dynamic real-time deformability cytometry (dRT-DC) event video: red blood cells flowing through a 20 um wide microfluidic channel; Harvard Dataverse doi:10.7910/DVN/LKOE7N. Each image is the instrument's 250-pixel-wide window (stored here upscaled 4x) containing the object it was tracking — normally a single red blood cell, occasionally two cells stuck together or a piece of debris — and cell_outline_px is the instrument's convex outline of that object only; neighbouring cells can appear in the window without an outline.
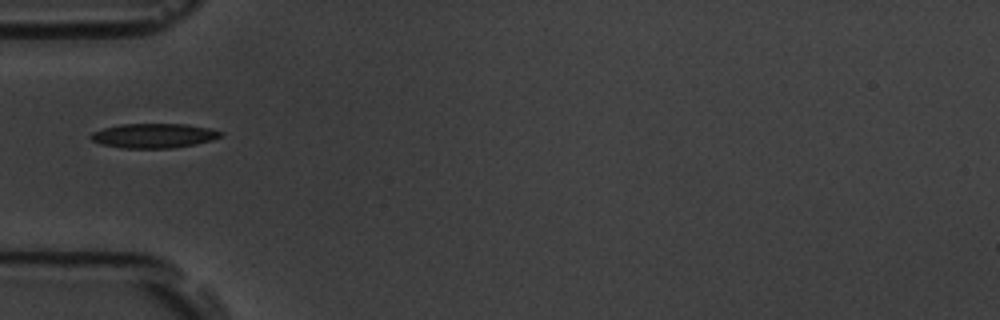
{"species": "common noctule bat (a hibernating species)", "species_latin": "Nyctalus noctula", "temperature_condition": "room temperature", "stored_images_in_passage": 3, "camera_frame_rate_fps": 3000, "um_per_image_px": 0.085, "animal": {"sex": "male", "body_mass_g": 19.5, "forearm_length_mm": 54.6}, "frame": {"image": 1, "passage_image": 1, "time_ms": 0.0, "image_size_px": [1000, 320], "cell_outline_px": [[224, 132], [220, 136], [212, 140], [196, 144], [172, 148], [124, 148], [100, 144], [92, 140], [88, 136], [92, 132], [104, 128], [120, 124], [184, 124], [208, 128]], "centroid_in_image_um": [13.04, 11.53], "position_along_channel_um": 72.0, "area_um2": 18.5}}
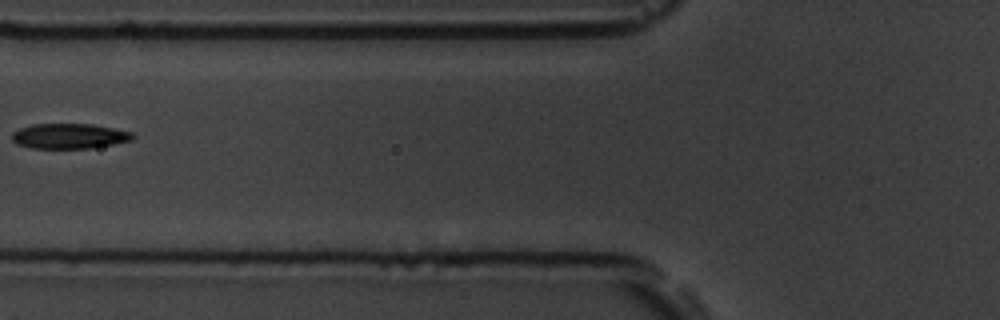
{"frame": {"image": 2, "passage_image": 2, "time_ms": 1.333, "image_size_px": [1000, 320], "cell_outline_px": [[136, 136], [132, 140], [92, 148], [32, 148], [16, 144], [12, 140], [12, 132], [20, 128], [32, 124], [92, 124], [132, 132]], "centroid_in_image_um": [5.87, 11.56], "position_along_channel_um": 119.9, "area_um2": 17.69}}
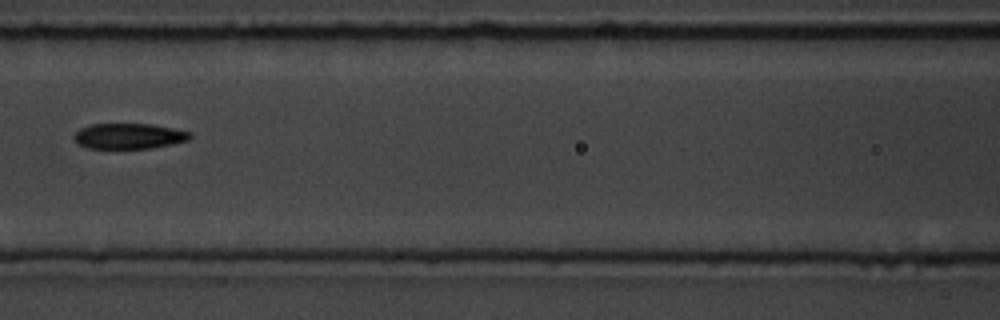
{"frame": {"image": 3, "passage_image": 3, "time_ms": 2.333, "image_size_px": [1000, 320], "cell_outline_px": [[192, 136], [188, 140], [172, 144], [152, 148], [88, 148], [76, 144], [76, 132], [80, 128], [92, 124], [152, 124], [192, 132]], "centroid_in_image_um": [10.99, 11.57], "position_along_channel_um": 155.6, "area_um2": 17.17}}